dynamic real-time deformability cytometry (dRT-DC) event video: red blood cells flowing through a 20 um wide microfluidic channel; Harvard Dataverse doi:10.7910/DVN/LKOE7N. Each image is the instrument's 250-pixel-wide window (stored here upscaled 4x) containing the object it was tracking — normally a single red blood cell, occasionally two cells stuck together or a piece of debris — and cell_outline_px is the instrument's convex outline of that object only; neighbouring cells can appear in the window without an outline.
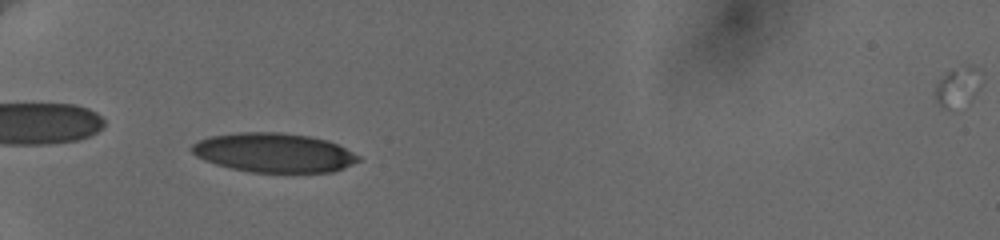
{"species": "human", "species_latin": "Homo sapiens", "temperature_condition": "cold", "stored_images_in_passage": 54, "camera_frame_rate_fps": 3000, "um_per_image_px": 0.085, "donor": {"sex": "female"}, "frame": {"image": 1, "passage_image": 35, "time_ms": 7.667, "image_size_px": [1000, 240], "cell_outline_px": [[360, 160], [344, 168], [332, 172], [252, 172], [232, 168], [216, 164], [204, 160], [196, 156], [188, 148], [192, 144], [200, 140], [212, 136], [240, 132], [280, 132], [308, 136], [324, 140], [336, 144], [360, 156]], "centroid_in_image_um": [23.25, 12.98], "position_along_channel_um": 61.7, "area_um2": 37.8}}
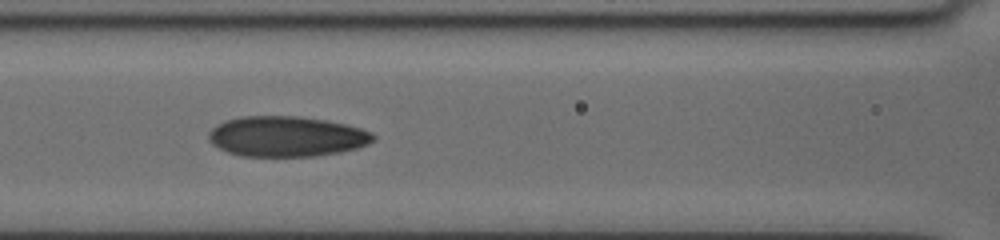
{"frame": {"image": 2, "passage_image": 47, "time_ms": 10.333, "image_size_px": [1000, 240], "cell_outline_px": [[376, 140], [368, 144], [356, 148], [340, 152], [316, 156], [240, 156], [228, 152], [212, 144], [208, 140], [208, 132], [216, 124], [224, 120], [244, 116], [296, 116], [324, 120], [344, 124], [360, 128], [372, 132], [376, 136]], "centroid_in_image_um": [24.34, 11.6], "position_along_channel_um": 142.3, "area_um2": 38.84}}
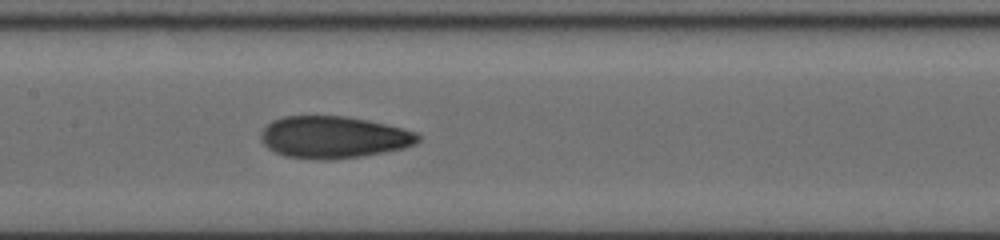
{"frame": {"image": 3, "passage_image": 52, "time_ms": 11.333, "image_size_px": [1000, 240], "cell_outline_px": [[420, 140], [416, 144], [404, 148], [384, 152], [360, 156], [332, 160], [320, 160], [284, 156], [268, 148], [264, 144], [260, 136], [260, 132], [272, 120], [284, 116], [348, 116], [368, 120], [404, 128], [416, 132], [420, 136]], "centroid_in_image_um": [28.37, 11.66], "position_along_channel_um": 179.0, "area_um2": 38.67}}